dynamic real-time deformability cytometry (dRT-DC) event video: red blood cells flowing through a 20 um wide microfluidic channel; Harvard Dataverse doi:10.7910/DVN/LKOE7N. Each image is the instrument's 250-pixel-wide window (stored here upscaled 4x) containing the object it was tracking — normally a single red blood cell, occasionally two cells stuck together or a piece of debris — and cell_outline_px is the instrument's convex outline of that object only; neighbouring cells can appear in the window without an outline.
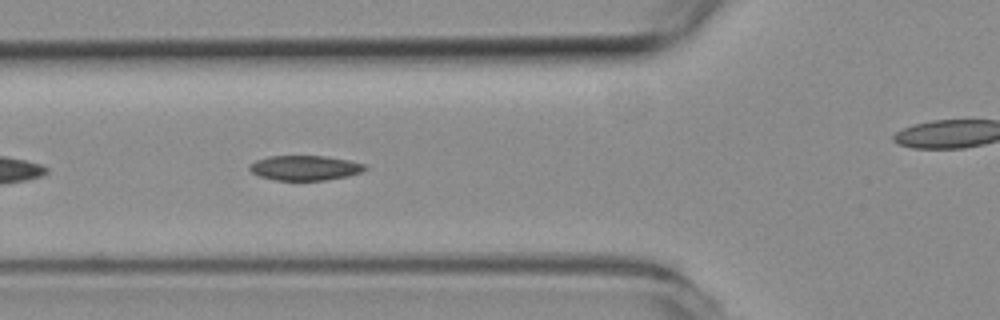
{"species": "common noctule bat (a hibernating species)", "species_latin": "Nyctalus noctula", "temperature_condition": "room temperature", "stored_images_in_passage": 12, "camera_frame_rate_fps": 3000, "um_per_image_px": 0.085, "animal": {"sex": "female", "body_mass_g": 19.3, "forearm_length_mm": 54.1}, "frame": {"image": 1, "passage_image": 6, "time_ms": 1.667, "image_size_px": [1000, 320], "cell_outline_px": [[368, 168], [360, 172], [348, 176], [324, 180], [276, 180], [260, 176], [252, 172], [248, 168], [248, 164], [256, 160], [268, 156], [328, 156], [368, 164]], "centroid_in_image_um": [25.93, 14.26], "position_along_channel_um": 99.9, "area_um2": 16.82}}
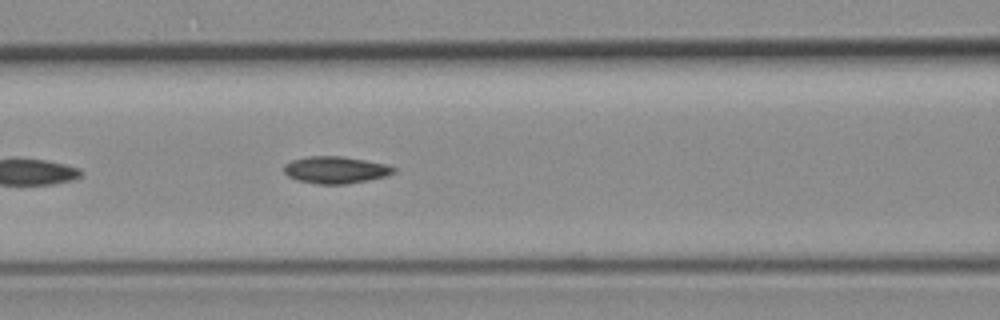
{"frame": {"image": 2, "passage_image": 9, "time_ms": 2.667, "image_size_px": [1000, 320], "cell_outline_px": [[396, 172], [388, 176], [368, 180], [344, 184], [316, 184], [296, 180], [288, 176], [284, 172], [284, 164], [292, 160], [308, 156], [340, 156], [364, 160], [384, 164], [396, 168]], "centroid_in_image_um": [28.51, 14.45], "position_along_channel_um": 138.1, "area_um2": 17.28}}